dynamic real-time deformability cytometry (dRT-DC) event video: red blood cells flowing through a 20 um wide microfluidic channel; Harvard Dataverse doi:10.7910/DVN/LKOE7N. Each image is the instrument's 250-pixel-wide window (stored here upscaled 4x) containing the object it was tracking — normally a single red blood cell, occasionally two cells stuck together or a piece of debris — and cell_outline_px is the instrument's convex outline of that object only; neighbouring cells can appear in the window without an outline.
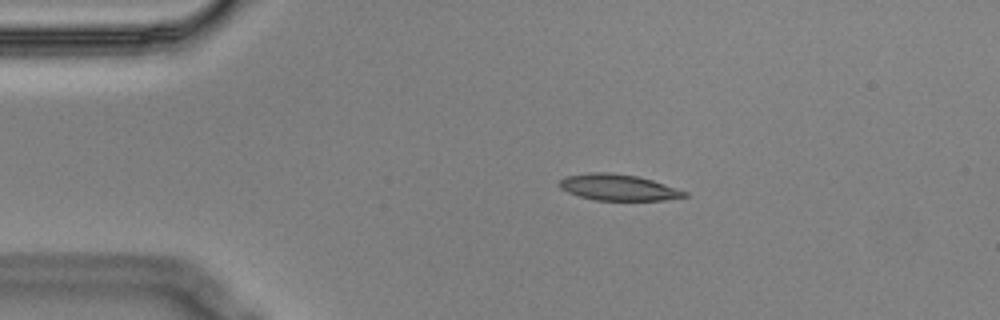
{"species": "Egyptian fruit bat (a non-hibernating species)", "species_latin": "Rousettus aegyptiacus", "temperature_condition": "cold", "stored_images_in_passage": 7, "camera_frame_rate_fps": 3000, "um_per_image_px": 0.085, "animal": {"sex": "male"}, "frame": {"image": 1, "passage_image": 2, "time_ms": 0.333, "image_size_px": [1000, 320], "cell_outline_px": [[688, 196], [664, 200], [596, 200], [580, 196], [568, 192], [560, 188], [556, 184], [564, 176], [588, 172], [612, 172], [636, 176], [652, 180], [688, 192]], "centroid_in_image_um": [52.5, 15.92], "position_along_channel_um": 32.5, "area_um2": 19.13}}
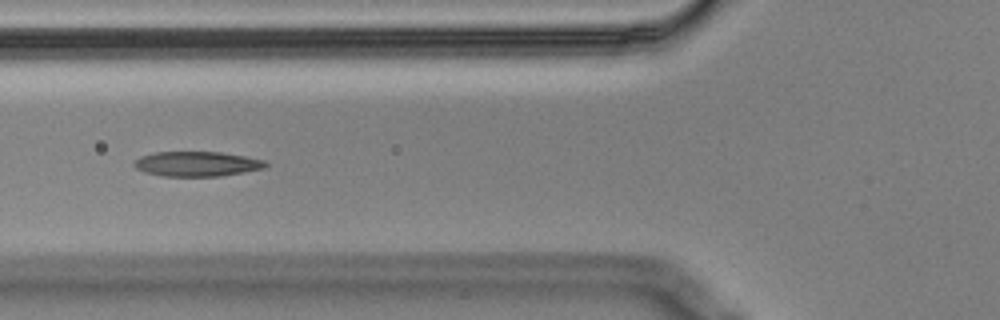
{"frame": {"image": 2, "passage_image": 5, "time_ms": 1.333, "image_size_px": [1000, 320], "cell_outline_px": [[268, 164], [264, 168], [244, 172], [220, 176], [164, 176], [144, 172], [136, 168], [132, 164], [140, 156], [156, 152], [220, 152], [244, 156], [264, 160]], "centroid_in_image_um": [16.72, 13.93], "position_along_channel_um": 109.1, "area_um2": 18.96}}
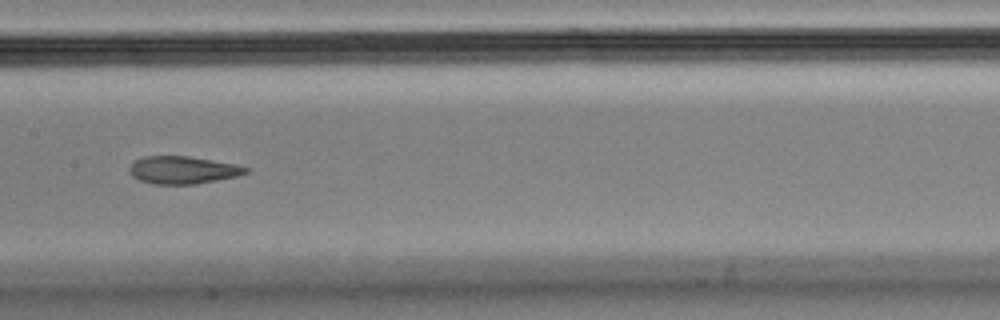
{"frame": {"image": 3, "passage_image": 7, "time_ms": 2.0, "image_size_px": [1000, 320], "cell_outline_px": [[248, 172], [236, 176], [196, 184], [152, 184], [140, 180], [132, 176], [128, 168], [136, 160], [144, 156], [188, 156], [236, 164], [248, 168]], "centroid_in_image_um": [15.52, 14.45], "position_along_channel_um": 191.9, "area_um2": 18.55}}